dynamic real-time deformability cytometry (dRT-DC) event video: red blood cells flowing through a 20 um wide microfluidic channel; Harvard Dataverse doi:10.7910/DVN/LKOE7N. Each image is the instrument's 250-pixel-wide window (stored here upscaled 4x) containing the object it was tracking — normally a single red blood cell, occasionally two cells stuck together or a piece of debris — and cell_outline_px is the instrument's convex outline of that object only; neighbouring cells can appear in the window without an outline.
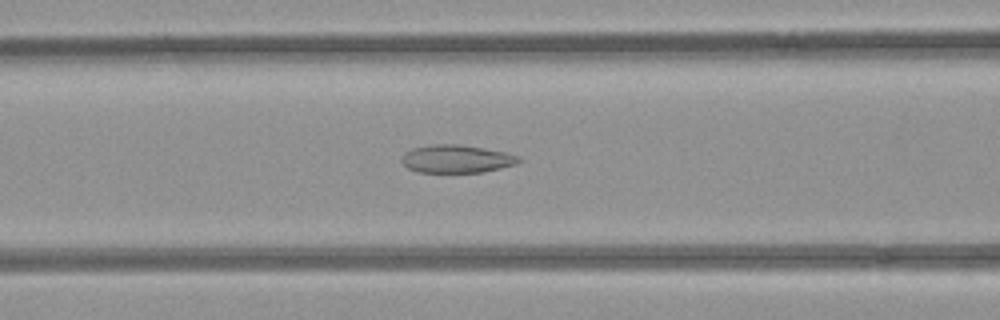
{"species": "common noctule bat (a hibernating species)", "species_latin": "Nyctalus noctula", "temperature_condition": "room temperature", "stored_images_in_passage": 50, "camera_frame_rate_fps": 3000, "um_per_image_px": 0.085, "animal": {"sex": "female", "body_mass_g": 21.9}, "frame": {"image": 1, "passage_image": 18, "time_ms": 5.667, "image_size_px": [1000, 320], "cell_outline_px": [[524, 160], [516, 164], [500, 168], [480, 172], [416, 172], [408, 168], [400, 160], [400, 156], [404, 152], [412, 148], [432, 144], [460, 144], [508, 152], [520, 156]], "centroid_in_image_um": [38.81, 13.49], "position_along_channel_um": 127.8, "area_um2": 19.36}}
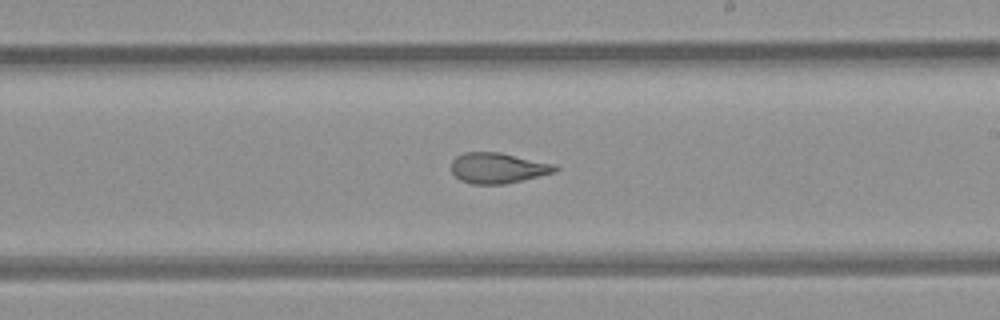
{"frame": {"image": 2, "passage_image": 27, "time_ms": 8.667, "image_size_px": [1000, 320], "cell_outline_px": [[560, 168], [556, 172], [524, 180], [504, 184], [472, 184], [460, 180], [452, 172], [452, 160], [456, 156], [464, 152], [500, 152], [556, 164]], "centroid_in_image_um": [42.35, 14.28], "position_along_channel_um": 246.6, "area_um2": 18.67}}
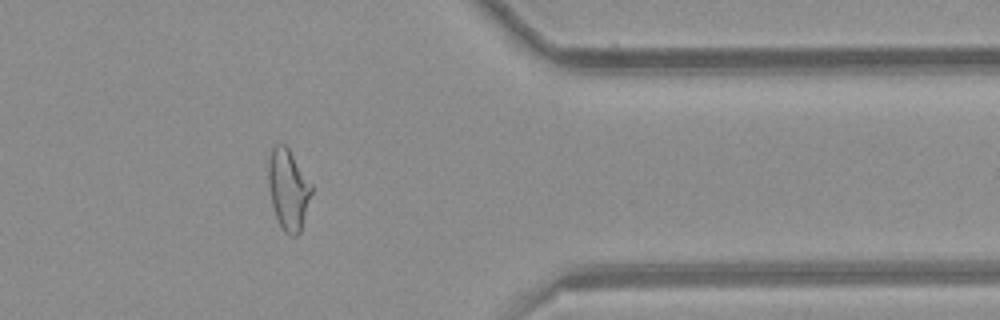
{"frame": {"image": 3, "passage_image": 39, "time_ms": 12.667, "image_size_px": [1000, 320], "cell_outline_px": [[312, 192], [300, 232], [296, 236], [292, 236], [284, 232], [280, 228], [272, 204], [268, 184], [268, 164], [272, 144], [284, 144], [288, 148], [312, 184]], "centroid_in_image_um": [24.49, 16.1], "position_along_channel_um": 386.9, "area_um2": 20.29}, "authors_computed_cell_mechanics": {"area_um2": 21.1548, "velocity_mm_per_s": 3.9692, "shape_relaxation_time_tau1_ms": null, "shape_relaxation_time_tau2_ms": 1.6077, "deformation_change_tau1": null, "deformation_change_tau2": 0.1014}}